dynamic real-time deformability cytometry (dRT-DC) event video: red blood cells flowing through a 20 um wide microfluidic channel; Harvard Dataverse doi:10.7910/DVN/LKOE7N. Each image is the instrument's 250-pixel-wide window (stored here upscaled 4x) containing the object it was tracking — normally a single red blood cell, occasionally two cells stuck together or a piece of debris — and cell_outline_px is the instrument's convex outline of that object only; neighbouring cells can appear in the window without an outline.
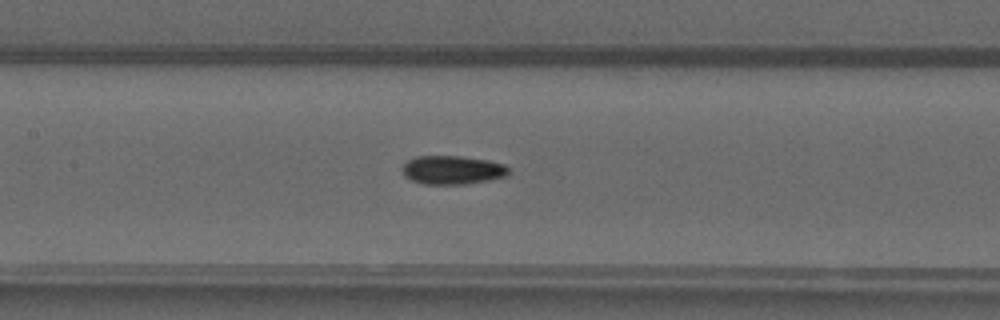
{"species": "common noctule bat (a hibernating species)", "species_latin": "Nyctalus noctula", "temperature_condition": "warm", "stored_images_in_passage": 49, "camera_frame_rate_fps": 3000, "um_per_image_px": 0.085, "animal": {"sex": "male", "forearm_length_mm": 52.5}, "frame": {"image": 1, "passage_image": 23, "time_ms": 7.333, "image_size_px": [1000, 320], "cell_outline_px": [[508, 176], [488, 180], [464, 184], [424, 184], [412, 180], [404, 176], [400, 168], [408, 160], [416, 156], [460, 156], [488, 160], [504, 164], [508, 168]], "centroid_in_image_um": [38.43, 14.44], "position_along_channel_um": 169.0, "area_um2": 17.8}}
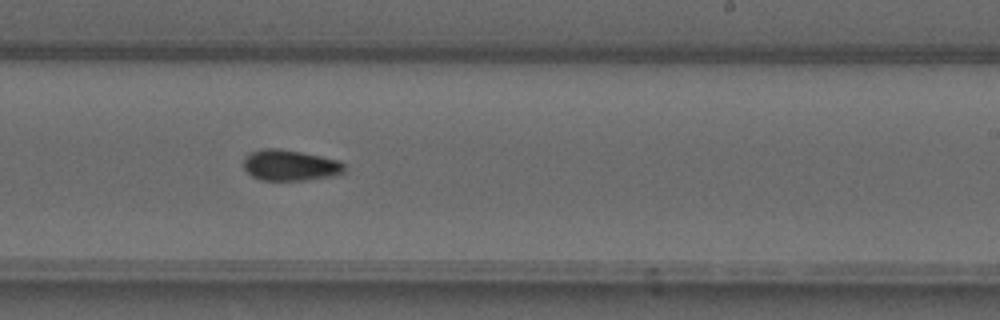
{"frame": {"image": 2, "passage_image": 30, "time_ms": 9.667, "image_size_px": [1000, 320], "cell_outline_px": [[344, 172], [332, 176], [304, 180], [260, 180], [252, 176], [244, 168], [244, 156], [252, 152], [264, 148], [280, 148], [340, 160], [344, 164]], "centroid_in_image_um": [24.65, 14.04], "position_along_channel_um": 264.4, "area_um2": 18.09}}
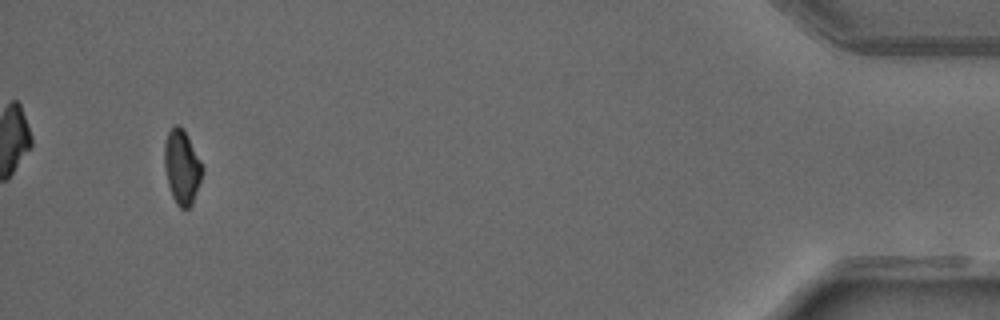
{"frame": {"image": 3, "passage_image": 47, "time_ms": 15.333, "image_size_px": [1000, 320], "cell_outline_px": [[204, 168], [192, 204], [188, 208], [180, 208], [176, 204], [172, 196], [168, 184], [164, 168], [164, 144], [168, 132], [172, 124], [180, 124], [184, 128]], "centroid_in_image_um": [15.44, 14.14], "position_along_channel_um": 419.8, "area_um2": 16.53}, "authors_computed_cell_mechanics": {"area_um2": 16.8198, "velocity_mm_per_s": 4.1204, "shape_relaxation_time_tau1_ms": null, "shape_relaxation_time_tau2_ms": 3.1995, "deformation_change_tau1": null, "deformation_change_tau2": 0.0858}}